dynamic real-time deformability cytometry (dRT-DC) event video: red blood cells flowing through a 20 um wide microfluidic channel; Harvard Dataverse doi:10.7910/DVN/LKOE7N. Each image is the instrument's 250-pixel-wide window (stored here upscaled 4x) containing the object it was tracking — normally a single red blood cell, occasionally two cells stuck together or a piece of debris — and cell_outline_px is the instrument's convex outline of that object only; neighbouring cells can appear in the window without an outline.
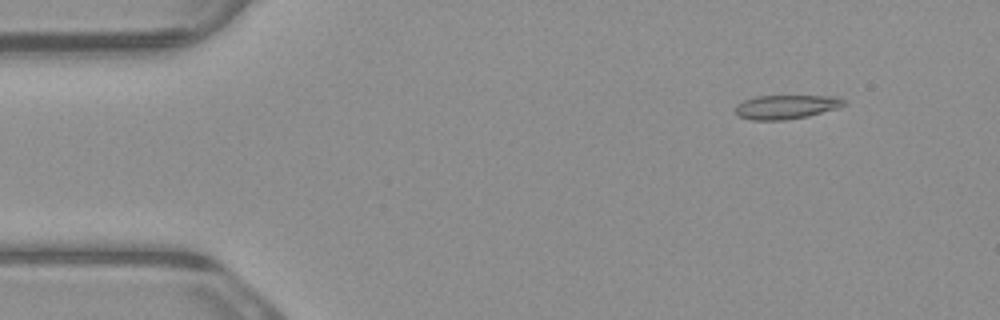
{"species": "common noctule bat (a hibernating species)", "species_latin": "Nyctalus noctula", "temperature_condition": "warm", "stored_images_in_passage": 4, "camera_frame_rate_fps": 3000, "um_per_image_px": 0.085, "animal": {"sex": "male", "body_mass_g": 23.1, "forearm_length_mm": 52.7}, "frame": {"image": 1, "passage_image": 2, "time_ms": 0.333, "image_size_px": [1000, 320], "cell_outline_px": [[848, 104], [840, 108], [808, 116], [784, 120], [752, 120], [740, 116], [736, 112], [736, 104], [744, 100], [756, 96], [840, 96], [848, 100]], "centroid_in_image_um": [66.92, 9.07], "position_along_channel_um": 18.1, "area_um2": 15.43}}
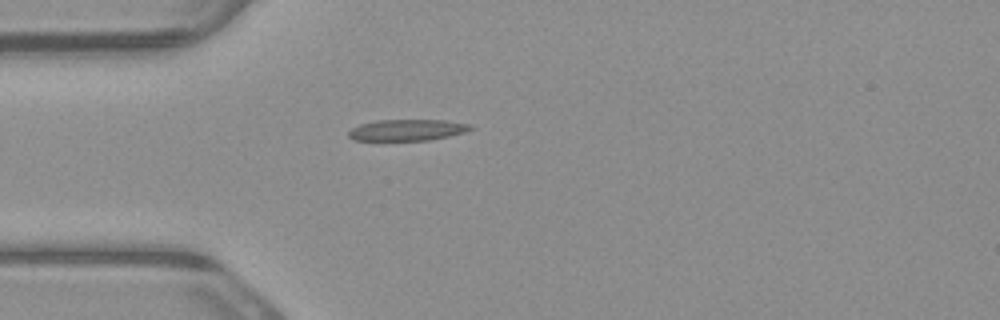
{"frame": {"image": 2, "passage_image": 4, "time_ms": 1.0, "image_size_px": [1000, 320], "cell_outline_px": [[476, 128], [464, 132], [448, 136], [428, 140], [352, 140], [348, 136], [348, 132], [352, 128], [360, 124], [376, 120], [444, 120], [472, 124]], "centroid_in_image_um": [34.63, 11.04], "position_along_channel_um": 50.4, "area_um2": 15.14}}